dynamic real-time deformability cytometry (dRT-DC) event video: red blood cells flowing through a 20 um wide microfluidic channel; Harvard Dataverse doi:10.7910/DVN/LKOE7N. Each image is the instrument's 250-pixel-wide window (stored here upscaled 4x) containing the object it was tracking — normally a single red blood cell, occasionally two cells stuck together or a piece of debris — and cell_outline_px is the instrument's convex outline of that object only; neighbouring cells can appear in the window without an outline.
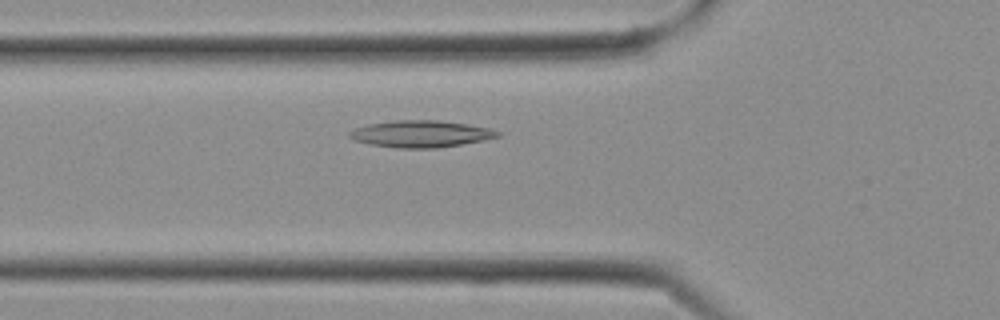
{"species": "Egyptian fruit bat (a non-hibernating species)", "species_latin": "Rousettus aegyptiacus", "temperature_condition": "cold", "stored_images_in_passage": 9, "camera_frame_rate_fps": 3000, "um_per_image_px": 0.085, "frame": {"image": 1, "passage_image": 7, "time_ms": 2.0, "image_size_px": [1000, 320], "cell_outline_px": [[500, 136], [460, 144], [436, 148], [396, 148], [372, 144], [352, 140], [348, 136], [348, 132], [356, 128], [368, 124], [396, 120], [440, 120], [468, 124], [488, 128], [500, 132]], "centroid_in_image_um": [35.72, 11.37], "position_along_channel_um": 90.1, "area_um2": 22.95}}
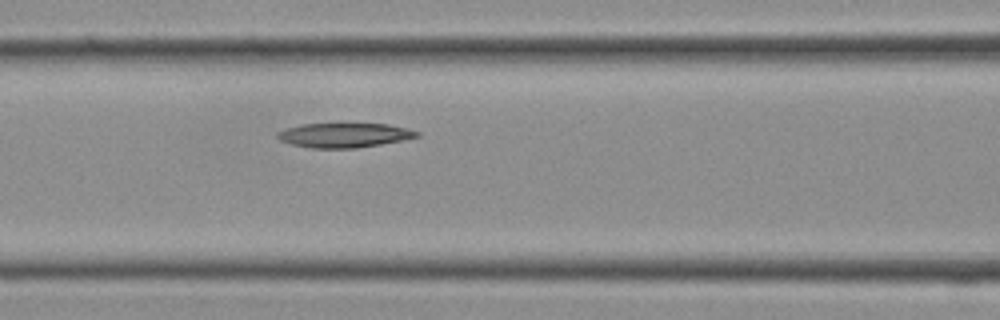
{"frame": {"image": 2, "passage_image": 9, "time_ms": 2.667, "image_size_px": [1000, 320], "cell_outline_px": [[420, 136], [380, 144], [356, 148], [312, 148], [292, 144], [280, 140], [276, 136], [276, 132], [284, 128], [304, 124], [388, 124], [408, 128], [420, 132]], "centroid_in_image_um": [29.24, 11.49], "position_along_channel_um": 137.4, "area_um2": 19.77}}